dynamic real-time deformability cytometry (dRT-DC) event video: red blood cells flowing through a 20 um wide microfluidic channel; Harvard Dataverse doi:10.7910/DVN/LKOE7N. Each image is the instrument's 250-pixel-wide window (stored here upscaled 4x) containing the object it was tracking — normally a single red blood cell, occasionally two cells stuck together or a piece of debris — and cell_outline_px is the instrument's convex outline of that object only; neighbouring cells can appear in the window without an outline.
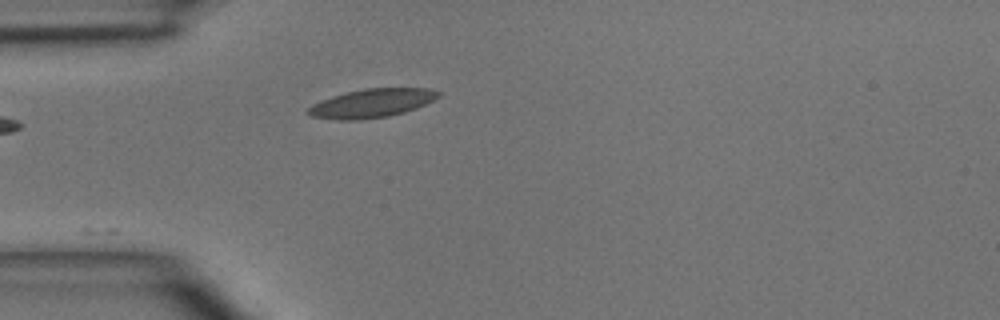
{"species": "common noctule bat (a hibernating species)", "species_latin": "Nyctalus noctula", "temperature_condition": "room temperature", "stored_images_in_passage": 3, "camera_frame_rate_fps": 3000, "um_per_image_px": 0.085, "animal": {"sex": "male", "body_mass_g": 15.6}, "frame": {"image": 1, "passage_image": 3, "time_ms": 2.333, "image_size_px": [1000, 320], "cell_outline_px": [[440, 96], [416, 108], [404, 112], [388, 116], [356, 120], [340, 120], [312, 116], [304, 112], [312, 104], [332, 96], [364, 88], [428, 88], [440, 92]], "centroid_in_image_um": [31.58, 8.77], "position_along_channel_um": 53.4, "area_um2": 21.56}}